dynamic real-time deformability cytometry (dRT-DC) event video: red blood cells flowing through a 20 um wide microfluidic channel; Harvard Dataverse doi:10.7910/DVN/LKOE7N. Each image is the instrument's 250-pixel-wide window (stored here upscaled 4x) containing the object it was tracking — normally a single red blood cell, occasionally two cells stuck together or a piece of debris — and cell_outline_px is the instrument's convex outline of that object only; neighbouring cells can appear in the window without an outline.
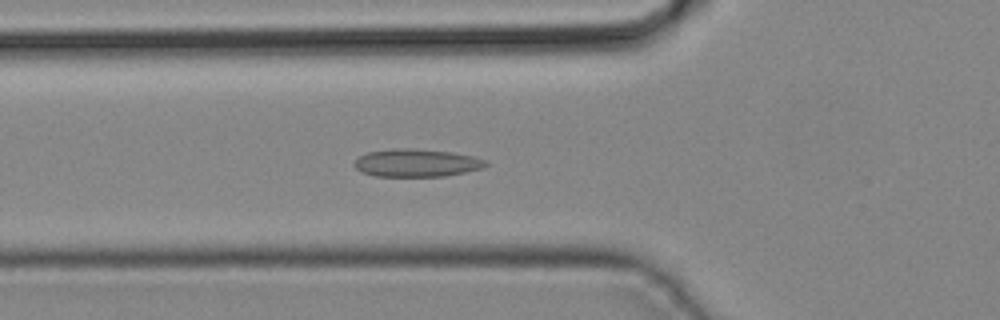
{"species": "common noctule bat (a hibernating species)", "species_latin": "Nyctalus noctula", "temperature_condition": "cold", "stored_images_in_passage": 42, "camera_frame_rate_fps": 3000, "um_per_image_px": 0.085, "animal": {"sex": "male", "body_mass_g": 19.2, "forearm_length_mm": 51.8}, "frame": {"image": 1, "passage_image": 15, "time_ms": 4.667, "image_size_px": [1000, 320], "cell_outline_px": [[488, 164], [484, 168], [444, 176], [376, 176], [360, 172], [352, 164], [360, 156], [368, 152], [392, 148], [412, 148], [452, 152], [472, 156], [488, 160]], "centroid_in_image_um": [35.41, 13.84], "position_along_channel_um": 90.4, "area_um2": 21.39}}
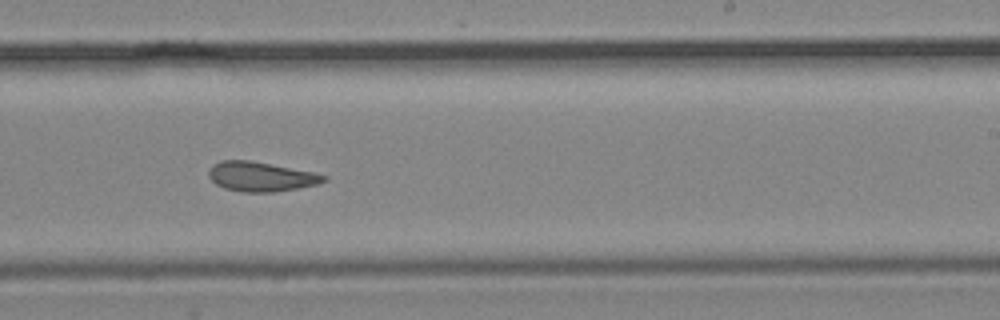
{"frame": {"image": 2, "passage_image": 26, "time_ms": 8.333, "image_size_px": [1000, 320], "cell_outline_px": [[328, 180], [320, 184], [276, 192], [244, 192], [224, 188], [216, 184], [208, 176], [208, 172], [212, 164], [220, 160], [248, 160], [312, 172], [328, 176]], "centroid_in_image_um": [22.17, 15.02], "position_along_channel_um": 266.8, "area_um2": 19.83}}
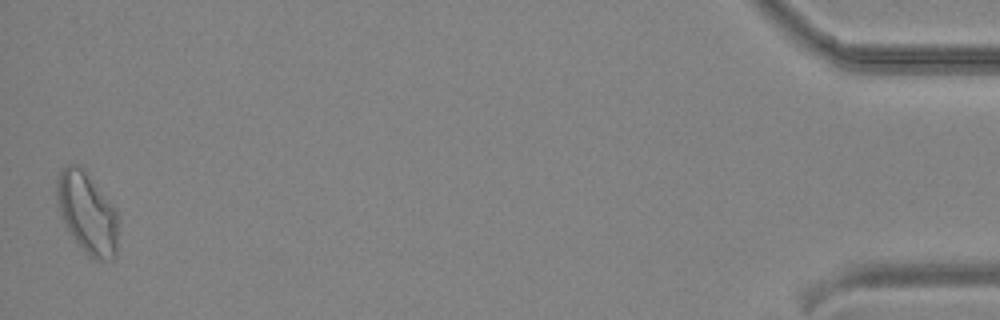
{"frame": {"image": 3, "passage_image": 42, "time_ms": 13.667, "image_size_px": [1000, 320], "cell_outline_px": [[116, 260], [96, 260], [88, 256], [84, 252], [68, 228], [60, 212], [56, 196], [56, 176], [68, 164], [76, 164], [84, 168], [116, 208]], "centroid_in_image_um": [7.41, 18.07], "position_along_channel_um": 427.8, "area_um2": 28.9}}